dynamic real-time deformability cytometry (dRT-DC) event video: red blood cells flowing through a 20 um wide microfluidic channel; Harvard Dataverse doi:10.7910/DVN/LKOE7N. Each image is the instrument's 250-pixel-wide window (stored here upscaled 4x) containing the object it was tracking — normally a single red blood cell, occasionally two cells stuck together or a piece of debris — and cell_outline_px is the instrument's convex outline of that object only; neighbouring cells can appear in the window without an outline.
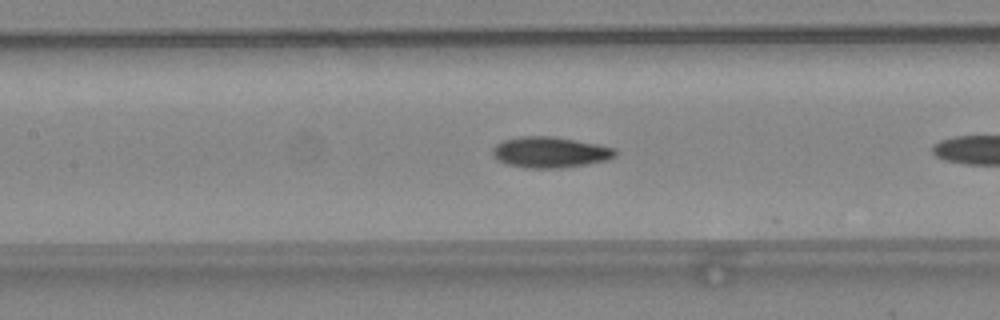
{"species": "common noctule bat (a hibernating species)", "species_latin": "Nyctalus noctula", "temperature_condition": "warm", "stored_images_in_passage": 9, "camera_frame_rate_fps": 3000, "um_per_image_px": 0.085, "animal": {"sex": "female", "body_mass_g": 24.6, "forearm_length_mm": 56.2}, "frame": {"image": 1, "passage_image": 8, "time_ms": 2.333, "image_size_px": [1000, 320], "cell_outline_px": [[616, 156], [608, 160], [588, 164], [560, 168], [524, 168], [504, 164], [496, 160], [492, 156], [492, 148], [496, 144], [504, 140], [520, 136], [552, 136], [596, 144], [616, 148]], "centroid_in_image_um": [46.72, 12.95], "position_along_channel_um": 160.7, "area_um2": 22.31}}